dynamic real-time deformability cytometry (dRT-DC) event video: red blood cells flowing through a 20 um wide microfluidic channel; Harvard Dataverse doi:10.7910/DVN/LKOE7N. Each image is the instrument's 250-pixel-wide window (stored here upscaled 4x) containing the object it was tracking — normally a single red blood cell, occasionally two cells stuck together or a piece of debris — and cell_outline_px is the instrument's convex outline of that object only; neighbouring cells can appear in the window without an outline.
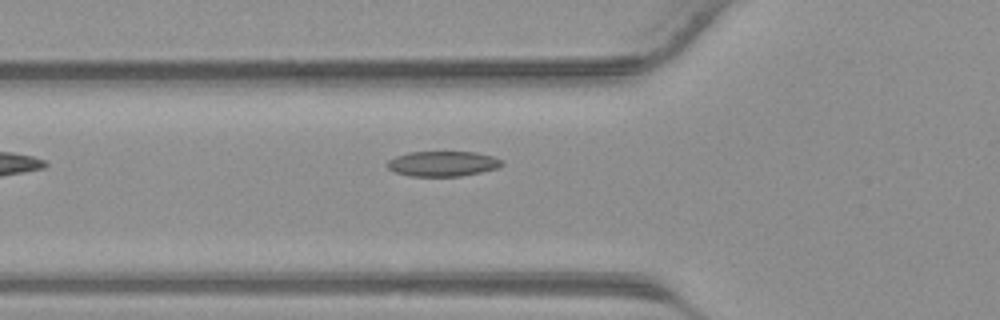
{"species": "common noctule bat (a hibernating species)", "species_latin": "Nyctalus noctula", "temperature_condition": "warm", "stored_images_in_passage": 11, "camera_frame_rate_fps": 3000, "um_per_image_px": 0.085, "animal": {"sex": "male", "body_mass_g": 23.1, "forearm_length_mm": 52.7}, "frame": {"image": 1, "passage_image": 2, "time_ms": 0.333, "image_size_px": [1000, 320], "cell_outline_px": [[504, 164], [496, 168], [480, 172], [460, 176], [408, 176], [396, 172], [388, 168], [388, 160], [396, 156], [408, 152], [476, 152], [492, 156], [504, 160]], "centroid_in_image_um": [37.65, 13.91], "position_along_channel_um": 88.2, "area_um2": 16.76}}
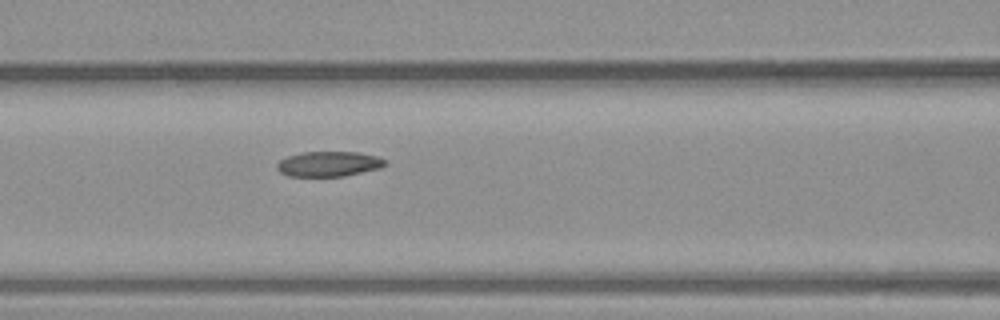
{"frame": {"image": 2, "passage_image": 5, "time_ms": 1.333, "image_size_px": [1000, 320], "cell_outline_px": [[388, 164], [380, 168], [344, 176], [288, 176], [280, 172], [276, 168], [276, 164], [280, 160], [288, 156], [300, 152], [356, 152], [380, 156], [388, 160]], "centroid_in_image_um": [27.98, 13.93], "position_along_channel_um": 138.6, "area_um2": 16.01}}
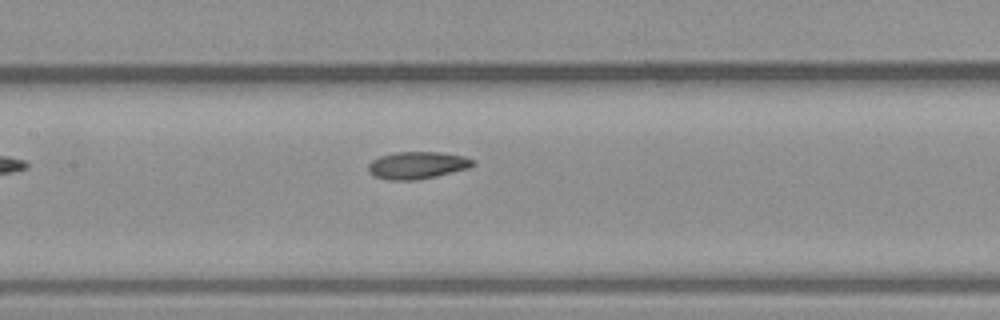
{"frame": {"image": 3, "passage_image": 7, "time_ms": 2.0, "image_size_px": [1000, 320], "cell_outline_px": [[476, 164], [468, 168], [436, 176], [416, 180], [388, 180], [372, 176], [368, 172], [368, 164], [372, 160], [380, 156], [396, 152], [440, 152], [464, 156], [476, 160]], "centroid_in_image_um": [35.46, 14.05], "position_along_channel_um": 171.9, "area_um2": 16.76}}